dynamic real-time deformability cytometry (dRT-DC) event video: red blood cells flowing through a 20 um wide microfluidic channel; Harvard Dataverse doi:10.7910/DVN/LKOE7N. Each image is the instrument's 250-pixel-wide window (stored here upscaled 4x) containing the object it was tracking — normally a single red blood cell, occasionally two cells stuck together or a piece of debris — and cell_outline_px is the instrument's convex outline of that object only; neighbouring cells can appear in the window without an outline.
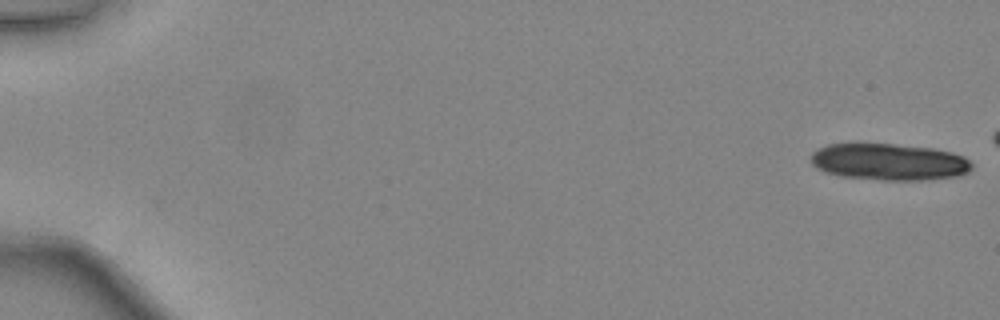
{"species": "common noctule bat (a hibernating species)", "species_latin": "Nyctalus noctula", "temperature_condition": "warm", "stored_images_in_passage": 5, "camera_frame_rate_fps": 3000, "um_per_image_px": 0.085, "animal": {"sex": "female", "body_mass_g": 24.6, "forearm_length_mm": 56.2}, "frame": {"image": 1, "passage_image": 1, "time_ms": 0.0, "image_size_px": [1000, 320], "cell_outline_px": [[972, 168], [968, 172], [960, 176], [928, 180], [884, 180], [840, 176], [824, 172], [816, 168], [812, 164], [812, 152], [828, 144], [892, 144], [932, 148], [952, 152], [964, 156], [972, 164]], "centroid_in_image_um": [75.6, 13.77], "position_along_channel_um": 9.4, "area_um2": 34.51}}